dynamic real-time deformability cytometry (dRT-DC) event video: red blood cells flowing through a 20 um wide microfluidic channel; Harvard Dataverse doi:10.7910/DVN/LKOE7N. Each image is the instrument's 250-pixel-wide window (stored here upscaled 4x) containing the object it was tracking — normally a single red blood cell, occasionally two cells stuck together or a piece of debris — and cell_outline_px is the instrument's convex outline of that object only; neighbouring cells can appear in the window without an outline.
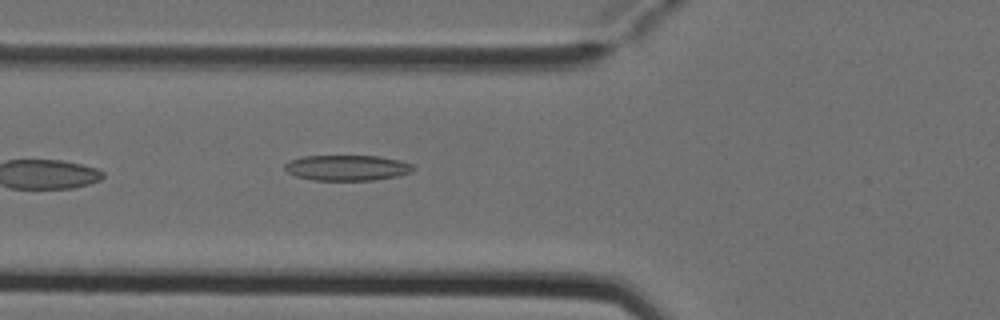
{"species": "Egyptian fruit bat (a non-hibernating species)", "species_latin": "Rousettus aegyptiacus", "temperature_condition": "cold", "stored_images_in_passage": 6, "camera_frame_rate_fps": 3000, "um_per_image_px": 0.085, "animal": {"sex": "female"}, "frame": {"image": 1, "passage_image": 6, "time_ms": 1.667, "image_size_px": [1000, 320], "cell_outline_px": [[416, 168], [412, 172], [396, 176], [372, 180], [312, 180], [296, 176], [288, 172], [284, 168], [284, 164], [288, 160], [304, 156], [380, 156], [400, 160], [412, 164]], "centroid_in_image_um": [29.5, 14.25], "position_along_channel_um": 96.3, "area_um2": 19.19}}